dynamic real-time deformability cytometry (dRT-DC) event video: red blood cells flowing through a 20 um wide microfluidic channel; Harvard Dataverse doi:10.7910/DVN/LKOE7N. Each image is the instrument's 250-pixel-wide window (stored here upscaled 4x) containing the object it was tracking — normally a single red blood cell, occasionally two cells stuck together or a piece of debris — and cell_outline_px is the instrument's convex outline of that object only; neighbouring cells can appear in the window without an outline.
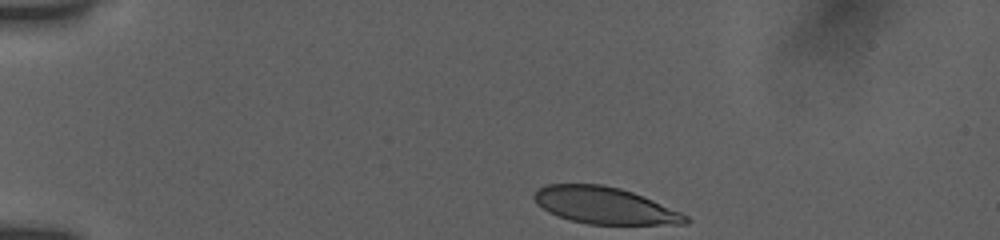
{"species": "human", "species_latin": "Homo sapiens", "temperature_condition": "room temperature", "stored_images_in_passage": 6, "camera_frame_rate_fps": 3000, "um_per_image_px": 0.085, "donor": {"sex": "female"}, "frame": {"image": 1, "passage_image": 1, "time_ms": 0.0, "image_size_px": [1000, 240], "cell_outline_px": [[692, 220], [688, 224], [588, 224], [556, 216], [548, 212], [536, 204], [532, 196], [540, 188], [548, 184], [604, 184], [620, 188], [644, 196], [680, 212], [688, 216]], "centroid_in_image_um": [51.4, 17.47], "position_along_channel_um": 33.6, "area_um2": 32.48}}
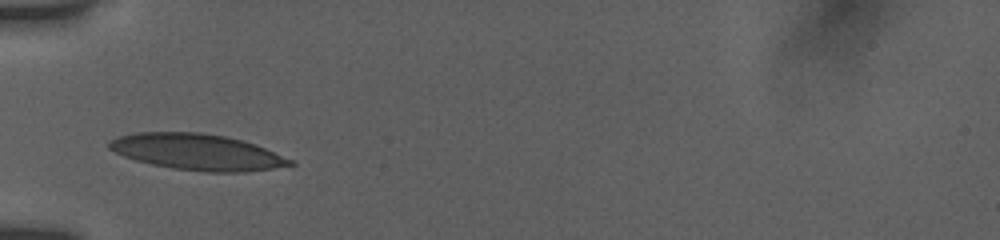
{"frame": {"image": 2, "passage_image": 5, "time_ms": 2.667, "image_size_px": [1000, 240], "cell_outline_px": [[296, 164], [248, 172], [204, 172], [172, 168], [152, 164], [136, 160], [124, 156], [108, 148], [108, 140], [120, 136], [136, 132], [200, 132], [224, 136], [256, 144], [296, 160]], "centroid_in_image_um": [16.8, 12.92], "position_along_channel_um": 68.2, "area_um2": 38.21}}